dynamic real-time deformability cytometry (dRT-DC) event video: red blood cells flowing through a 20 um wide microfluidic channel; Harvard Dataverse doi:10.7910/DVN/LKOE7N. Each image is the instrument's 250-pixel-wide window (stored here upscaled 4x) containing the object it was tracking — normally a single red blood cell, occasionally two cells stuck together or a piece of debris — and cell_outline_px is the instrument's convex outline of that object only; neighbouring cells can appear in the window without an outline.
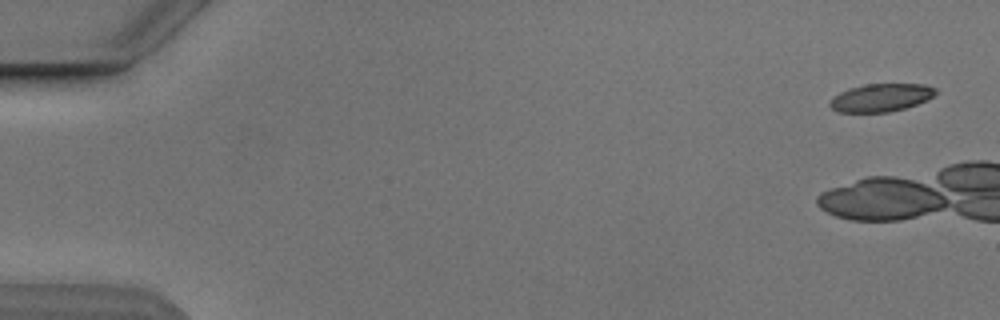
{"species": "Egyptian fruit bat (a non-hibernating species)", "species_latin": "Rousettus aegyptiacus", "temperature_condition": "cold", "stored_images_in_passage": 4, "camera_frame_rate_fps": 3000, "um_per_image_px": 0.085, "animal": {"sex": "male"}, "frame": {"image": 1, "passage_image": 1, "time_ms": 0.0, "image_size_px": [1000, 320], "cell_outline_px": [[936, 92], [928, 100], [904, 108], [888, 112], [836, 112], [828, 104], [832, 96], [848, 88], [864, 84], [924, 84], [936, 88]], "centroid_in_image_um": [74.84, 8.29], "position_along_channel_um": 10.2, "area_um2": 17.28}}